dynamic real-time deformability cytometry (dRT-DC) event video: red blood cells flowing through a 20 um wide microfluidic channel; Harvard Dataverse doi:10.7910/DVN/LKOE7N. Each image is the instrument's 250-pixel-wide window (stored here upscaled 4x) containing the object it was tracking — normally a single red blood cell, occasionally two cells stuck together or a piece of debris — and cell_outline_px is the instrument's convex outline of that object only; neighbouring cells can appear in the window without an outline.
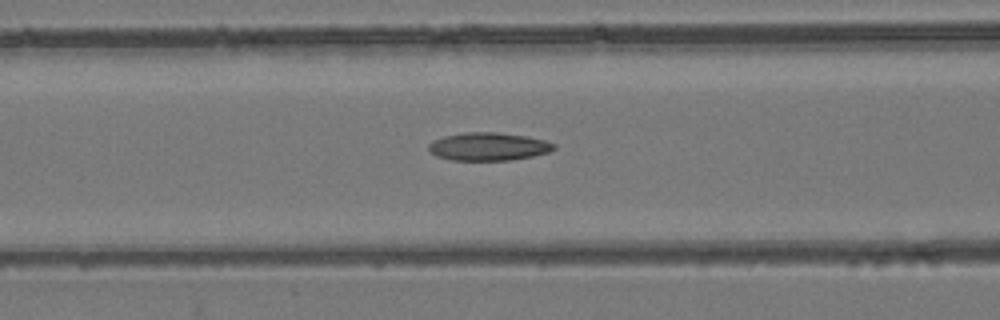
{"species": "common noctule bat (a hibernating species)", "species_latin": "Nyctalus noctula", "temperature_condition": "room temperature", "stored_images_in_passage": 39, "camera_frame_rate_fps": 3000, "um_per_image_px": 0.085, "animal": {"sex": "female", "body_mass_g": 24.6, "forearm_length_mm": 56.2}, "frame": {"image": 1, "passage_image": 9, "time_ms": 2.667, "image_size_px": [1000, 320], "cell_outline_px": [[556, 148], [548, 152], [532, 156], [512, 160], [452, 160], [436, 156], [428, 148], [428, 144], [432, 140], [444, 136], [464, 132], [496, 132], [528, 136], [544, 140], [556, 144]], "centroid_in_image_um": [41.51, 12.45], "position_along_channel_um": 125.1, "area_um2": 20.52}}
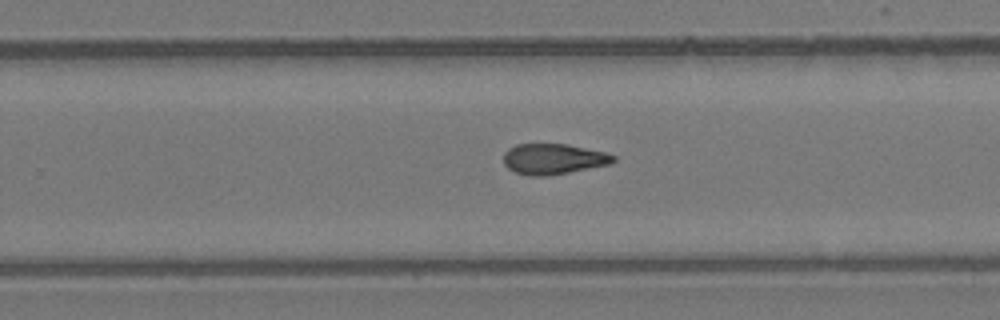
{"frame": {"image": 2, "passage_image": 21, "time_ms": 6.667, "image_size_px": [1000, 320], "cell_outline_px": [[616, 160], [612, 164], [548, 176], [528, 176], [516, 172], [508, 168], [504, 164], [504, 152], [508, 148], [516, 144], [568, 144], [604, 152], [616, 156]], "centroid_in_image_um": [47.04, 13.51], "position_along_channel_um": 282.8, "area_um2": 19.71}}
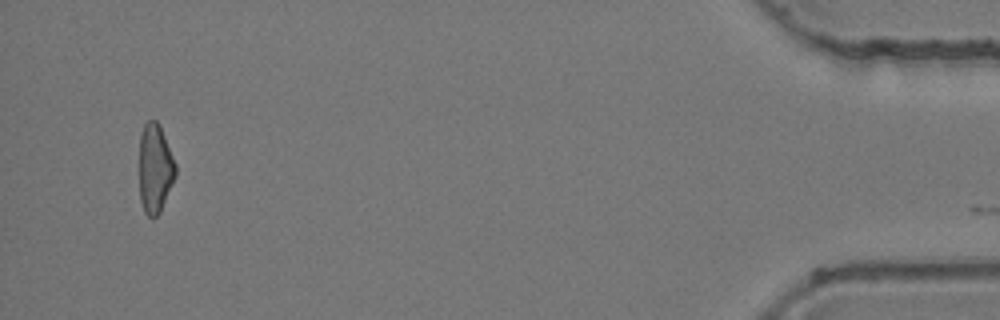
{"frame": {"image": 3, "passage_image": 38, "time_ms": 12.333, "image_size_px": [1000, 320], "cell_outline_px": [[176, 176], [160, 212], [152, 220], [144, 212], [140, 200], [140, 136], [144, 124], [148, 120], [156, 120], [160, 124], [176, 164]], "centroid_in_image_um": [13.18, 14.32], "position_along_channel_um": 422.0, "area_um2": 18.96}}